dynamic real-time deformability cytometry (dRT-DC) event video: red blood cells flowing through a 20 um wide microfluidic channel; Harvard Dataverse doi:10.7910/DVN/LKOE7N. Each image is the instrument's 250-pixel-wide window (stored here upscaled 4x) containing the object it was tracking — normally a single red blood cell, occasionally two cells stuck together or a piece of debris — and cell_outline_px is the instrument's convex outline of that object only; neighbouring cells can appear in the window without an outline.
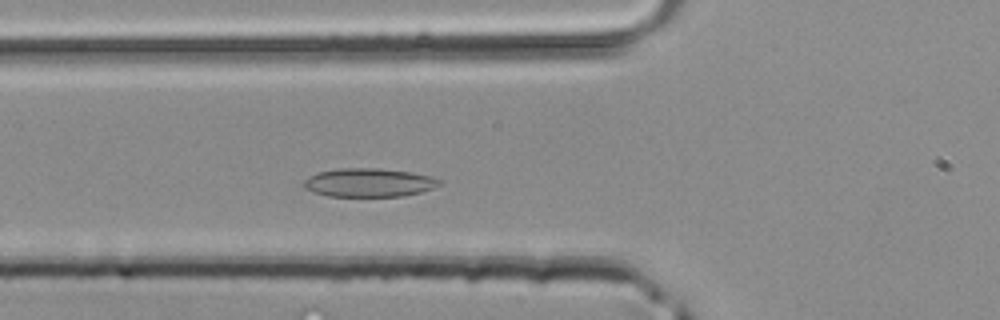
{"species": "common noctule bat (a hibernating species)", "species_latin": "Nyctalus noctula", "temperature_condition": "room temperature", "stored_images_in_passage": 38, "camera_frame_rate_fps": 3000, "um_per_image_px": 0.085, "animal": {"sex": "male", "body_mass_g": 20.4}, "frame": {"image": 1, "passage_image": 10, "time_ms": 3.0, "image_size_px": [1000, 320], "cell_outline_px": [[440, 184], [432, 188], [420, 192], [404, 196], [328, 196], [312, 192], [304, 188], [304, 180], [320, 172], [340, 168], [380, 168], [408, 172], [428, 176], [440, 180]], "centroid_in_image_um": [31.33, 15.53], "position_along_channel_um": 94.5, "area_um2": 22.25}}
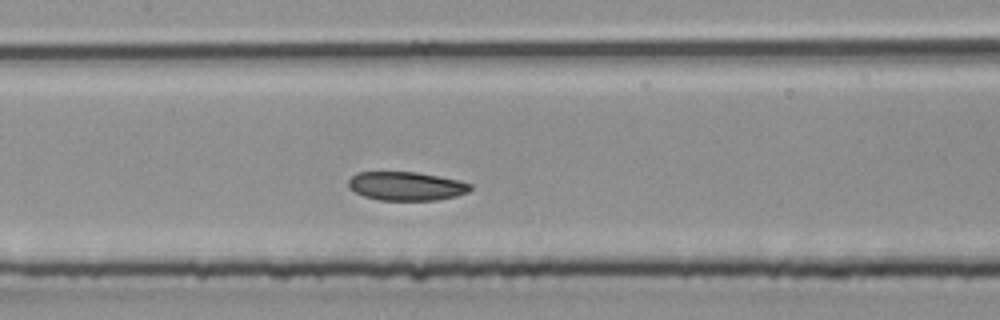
{"frame": {"image": 2, "passage_image": 15, "time_ms": 4.667, "image_size_px": [1000, 320], "cell_outline_px": [[472, 188], [468, 192], [456, 196], [436, 200], [380, 200], [364, 196], [348, 188], [348, 180], [356, 172], [416, 172], [456, 180], [472, 184]], "centroid_in_image_um": [34.5, 15.82], "position_along_channel_um": 172.9, "area_um2": 20.29}}
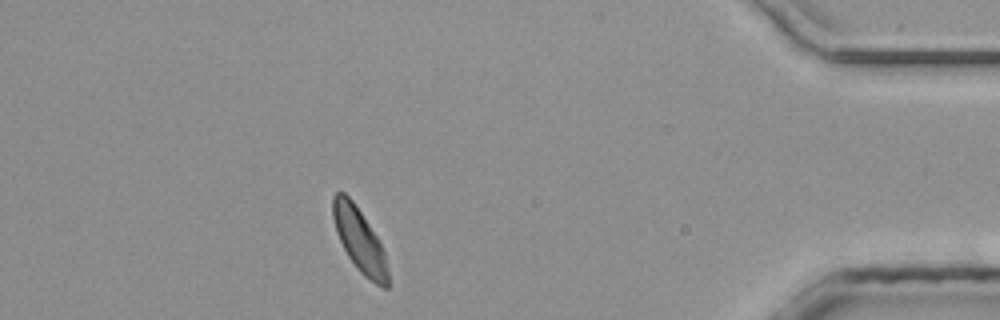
{"frame": {"image": 3, "passage_image": 33, "time_ms": 10.667, "image_size_px": [1000, 320], "cell_outline_px": [[388, 288], [384, 288], [376, 284], [364, 276], [360, 272], [348, 256], [336, 232], [332, 216], [332, 196], [336, 192], [344, 192], [352, 200], [376, 236], [384, 252], [388, 268]], "centroid_in_image_um": [30.54, 20.41], "position_along_channel_um": 404.7, "area_um2": 20.11}}